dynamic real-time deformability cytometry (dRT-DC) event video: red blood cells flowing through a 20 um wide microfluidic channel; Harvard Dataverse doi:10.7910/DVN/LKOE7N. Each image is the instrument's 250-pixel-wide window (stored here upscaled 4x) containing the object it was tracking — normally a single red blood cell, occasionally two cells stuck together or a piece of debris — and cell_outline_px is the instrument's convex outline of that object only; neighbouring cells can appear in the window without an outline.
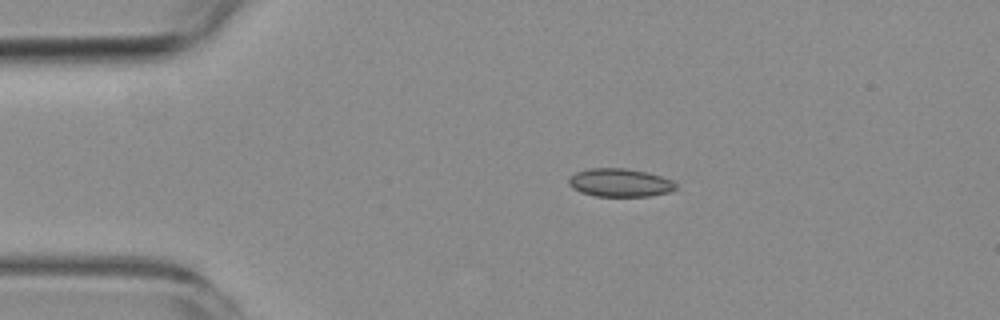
{"species": "common noctule bat (a hibernating species)", "species_latin": "Nyctalus noctula", "temperature_condition": "room temperature", "stored_images_in_passage": 9, "camera_frame_rate_fps": 3000, "um_per_image_px": 0.085, "animal": {"sex": "female", "body_mass_g": 19.3, "forearm_length_mm": 54.1}, "frame": {"image": 1, "passage_image": 2, "time_ms": 1.0, "image_size_px": [1000, 320], "cell_outline_px": [[676, 188], [668, 192], [648, 196], [596, 196], [580, 192], [572, 188], [568, 184], [568, 180], [576, 172], [588, 168], [628, 168], [648, 172], [676, 180]], "centroid_in_image_um": [52.71, 15.51], "position_along_channel_um": 32.3, "area_um2": 17.8}}
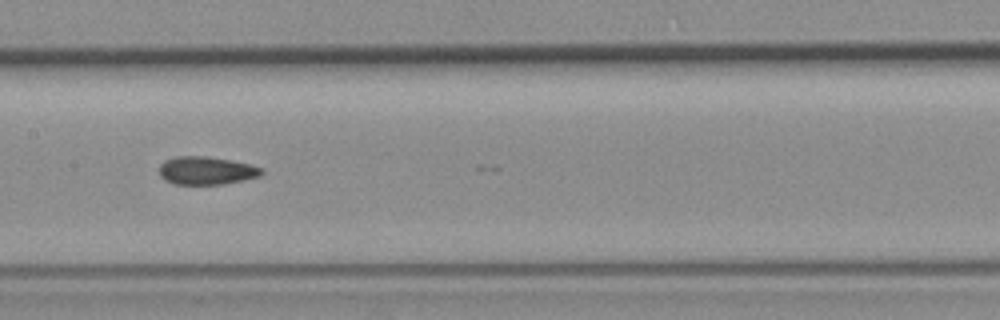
{"frame": {"image": 2, "passage_image": 6, "time_ms": 6.333, "image_size_px": [1000, 320], "cell_outline_px": [[264, 172], [260, 176], [244, 180], [224, 184], [176, 184], [164, 180], [160, 176], [160, 164], [164, 160], [176, 156], [204, 156], [228, 160], [248, 164], [264, 168]], "centroid_in_image_um": [17.54, 14.5], "position_along_channel_um": 189.9, "area_um2": 16.7}}
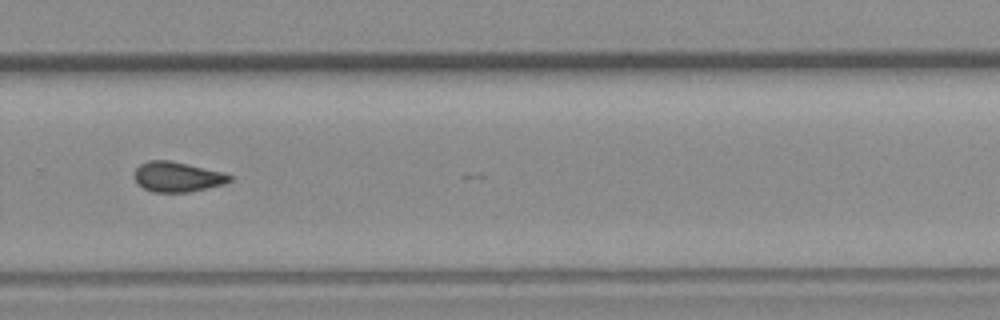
{"frame": {"image": 3, "passage_image": 9, "time_ms": 9.667, "image_size_px": [1000, 320], "cell_outline_px": [[232, 180], [224, 184], [208, 188], [188, 192], [152, 192], [144, 188], [132, 176], [136, 168], [140, 164], [148, 160], [168, 160], [224, 172], [232, 176]], "centroid_in_image_um": [15.07, 15.03], "position_along_channel_um": 314.7, "area_um2": 16.7}}